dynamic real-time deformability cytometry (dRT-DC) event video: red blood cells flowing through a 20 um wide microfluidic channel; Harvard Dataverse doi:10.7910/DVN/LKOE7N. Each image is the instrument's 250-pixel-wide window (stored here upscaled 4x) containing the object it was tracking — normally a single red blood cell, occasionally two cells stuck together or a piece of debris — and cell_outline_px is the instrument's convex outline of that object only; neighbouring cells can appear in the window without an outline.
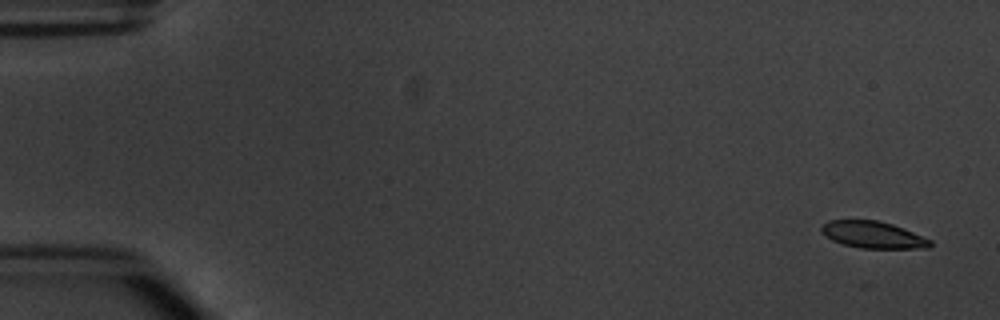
{"species": "common noctule bat (a hibernating species)", "species_latin": "Nyctalus noctula", "temperature_condition": "warm", "stored_images_in_passage": 5, "camera_frame_rate_fps": 3000, "um_per_image_px": 0.085, "animal": {"sex": "male", "body_mass_g": 20.1, "forearm_length_mm": 53.5}, "frame": {"image": 1, "passage_image": 1, "time_ms": 0.0, "image_size_px": [1000, 320], "cell_outline_px": [[932, 244], [928, 248], [860, 248], [844, 244], [832, 240], [820, 232], [820, 228], [828, 220], [876, 220], [892, 224], [904, 228], [932, 240]], "centroid_in_image_um": [74.21, 19.95], "position_along_channel_um": 10.8, "area_um2": 16.99}}
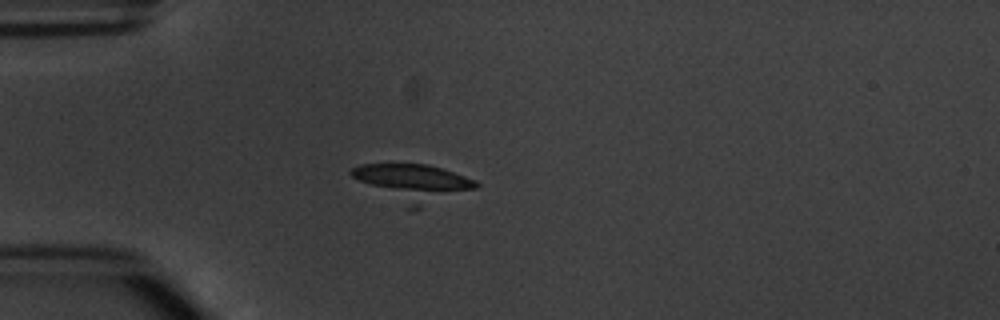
{"frame": {"image": 2, "passage_image": 4, "time_ms": 4.333, "image_size_px": [1000, 320], "cell_outline_px": [[480, 184], [476, 188], [420, 208], [408, 212], [352, 176], [348, 172], [352, 168], [360, 164], [428, 164], [476, 180]], "centroid_in_image_um": [35.08, 15.58], "position_along_channel_um": 49.9, "area_um2": 27.22}}